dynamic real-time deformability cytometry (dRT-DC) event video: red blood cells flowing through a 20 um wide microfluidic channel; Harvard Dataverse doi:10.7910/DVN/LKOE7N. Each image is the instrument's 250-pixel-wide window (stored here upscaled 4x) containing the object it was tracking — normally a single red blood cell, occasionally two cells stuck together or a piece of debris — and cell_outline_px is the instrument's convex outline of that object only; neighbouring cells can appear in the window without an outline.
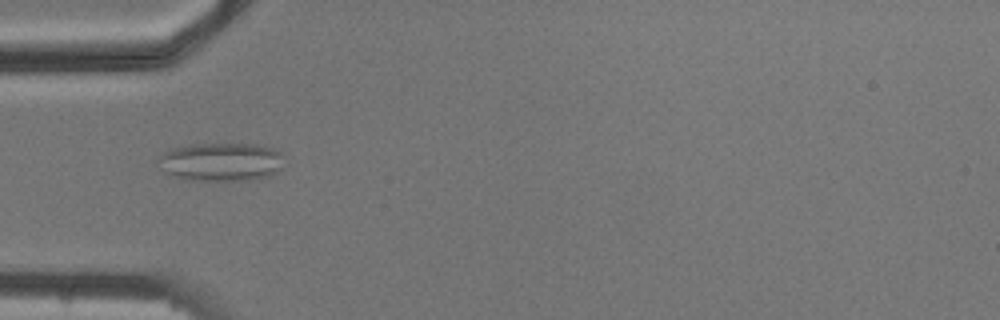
{"species": "common noctule bat (a hibernating species)", "species_latin": "Nyctalus noctula", "temperature_condition": "cold", "stored_images_in_passage": 8, "camera_frame_rate_fps": 3000, "um_per_image_px": 0.085, "animal": {"sex": "male", "body_mass_g": 20.5, "forearm_length_mm": 52.5}, "frame": {"image": 1, "passage_image": 4, "time_ms": 3.667, "image_size_px": [1000, 320], "cell_outline_px": [[288, 164], [284, 168], [268, 176], [244, 180], [184, 180], [164, 172], [160, 168], [156, 160], [156, 156], [172, 148], [192, 144], [252, 144], [272, 148], [280, 152]], "centroid_in_image_um": [18.79, 13.76], "position_along_channel_um": 66.2, "area_um2": 28.67}}
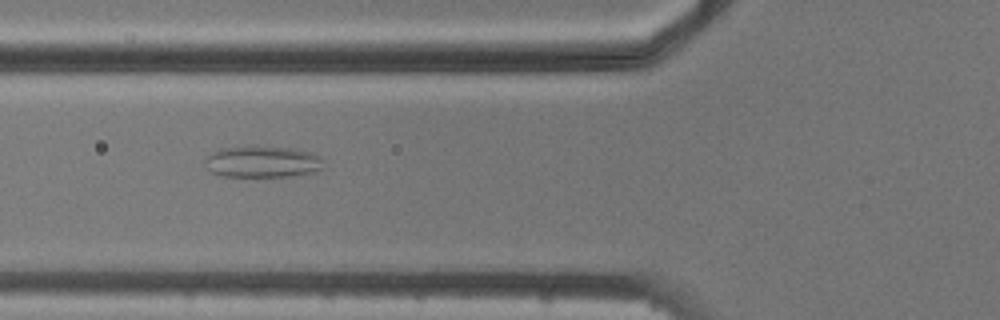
{"frame": {"image": 2, "passage_image": 5, "time_ms": 4.667, "image_size_px": [1000, 320], "cell_outline_px": [[324, 168], [316, 172], [288, 176], [220, 176], [212, 172], [204, 164], [204, 160], [212, 152], [220, 148], [252, 144], [256, 144], [296, 148], [320, 156]], "centroid_in_image_um": [22.29, 13.71], "position_along_channel_um": 103.5, "area_um2": 22.43}}
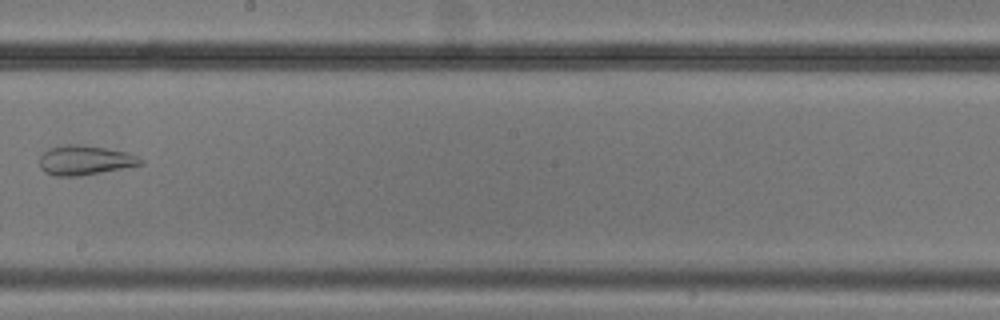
{"frame": {"image": 3, "passage_image": 8, "time_ms": 8.333, "image_size_px": [1000, 320], "cell_outline_px": [[144, 164], [100, 172], [72, 176], [56, 176], [44, 172], [40, 168], [40, 156], [48, 148], [68, 144], [76, 144], [104, 148], [124, 152], [136, 156], [144, 160]], "centroid_in_image_um": [7.18, 13.62], "position_along_channel_um": 241.0, "area_um2": 17.05}}